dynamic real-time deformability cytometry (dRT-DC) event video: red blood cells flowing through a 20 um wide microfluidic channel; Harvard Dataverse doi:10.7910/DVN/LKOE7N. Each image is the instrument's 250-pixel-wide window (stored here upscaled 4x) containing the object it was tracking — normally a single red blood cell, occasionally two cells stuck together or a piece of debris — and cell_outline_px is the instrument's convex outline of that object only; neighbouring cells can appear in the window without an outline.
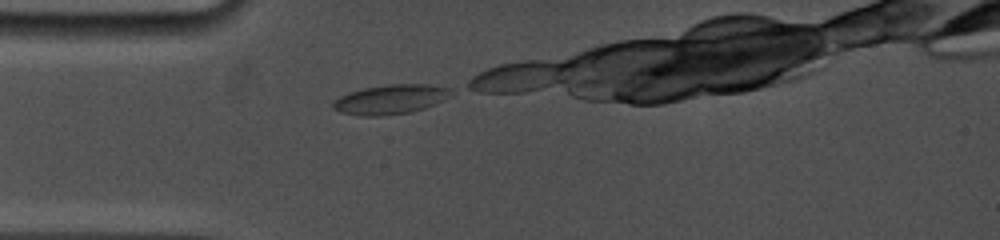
{"species": "common noctule bat (a hibernating species)", "species_latin": "Nyctalus noctula", "temperature_condition": "cold", "stored_images_in_passage": 8, "camera_frame_rate_fps": 5000, "um_per_image_px": 0.085, "animal": {"sex": "female", "body_mass_g": 19.0, "forearm_length_mm": 53.3}, "frame": {"image": 1, "passage_image": 1, "time_ms": 0.0, "image_size_px": [1000, 240], "cell_outline_px": [[452, 92], [440, 100], [424, 108], [412, 112], [380, 116], [360, 116], [340, 112], [332, 108], [332, 104], [340, 96], [348, 92], [364, 88], [388, 84], [428, 84], [452, 88]], "centroid_in_image_um": [33.14, 8.44], "position_along_channel_um": 51.9, "area_um2": 20.11}}